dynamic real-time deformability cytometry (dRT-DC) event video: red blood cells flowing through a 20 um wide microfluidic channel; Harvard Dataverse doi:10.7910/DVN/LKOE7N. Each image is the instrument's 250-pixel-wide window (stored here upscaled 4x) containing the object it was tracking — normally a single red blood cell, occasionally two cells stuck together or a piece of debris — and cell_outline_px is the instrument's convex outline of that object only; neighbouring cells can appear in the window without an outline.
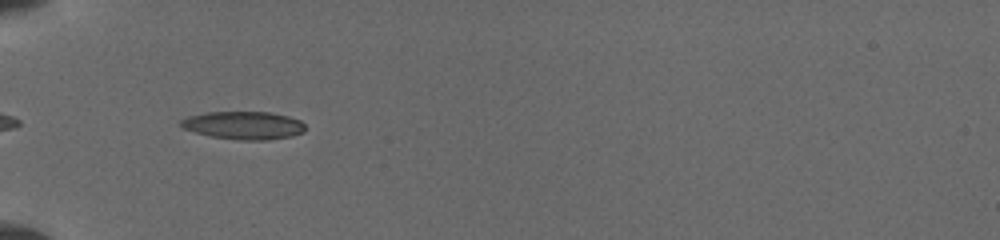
{"species": "common noctule bat (a hibernating species)", "species_latin": "Nyctalus noctula", "temperature_condition": "cold", "stored_images_in_passage": 67, "camera_frame_rate_fps": 3000, "um_per_image_px": 0.085, "animal": {"sex": "female", "body_mass_g": 19.5, "forearm_length_mm": 54.1}, "frame": {"image": 1, "passage_image": 5, "time_ms": 0.667, "image_size_px": [1000, 240], "cell_outline_px": [[304, 132], [292, 136], [268, 140], [240, 140], [212, 136], [196, 132], [184, 128], [180, 124], [180, 120], [188, 116], [208, 112], [268, 112], [288, 116], [300, 120], [304, 124]], "centroid_in_image_um": [20.73, 10.65], "position_along_channel_um": 64.3, "area_um2": 20.11}}
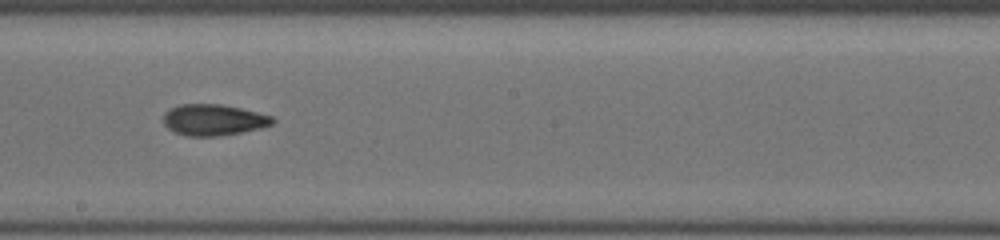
{"frame": {"image": 2, "passage_image": 27, "time_ms": 5.0, "image_size_px": [1000, 240], "cell_outline_px": [[276, 120], [272, 124], [260, 128], [220, 136], [184, 136], [168, 128], [164, 124], [164, 112], [180, 104], [220, 104], [240, 108], [272, 116]], "centroid_in_image_um": [18.14, 10.19], "position_along_channel_um": 230.1, "area_um2": 19.71}}
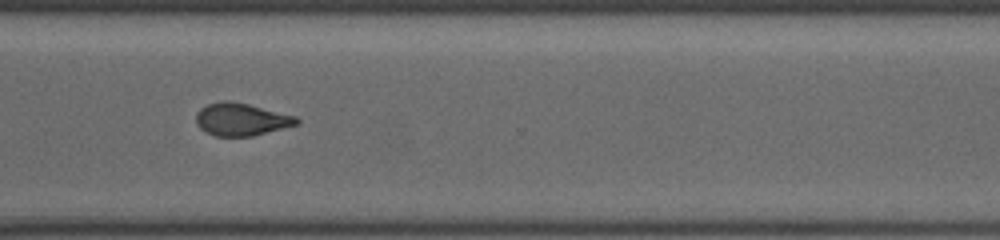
{"frame": {"image": 3, "passage_image": 44, "time_ms": 8.0, "image_size_px": [1000, 240], "cell_outline_px": [[300, 120], [296, 124], [252, 136], [216, 136], [200, 128], [196, 124], [196, 112], [200, 108], [208, 104], [224, 100], [228, 100], [248, 104], [296, 116]], "centroid_in_image_um": [20.47, 10.13], "position_along_channel_um": 350.1, "area_um2": 18.84}}